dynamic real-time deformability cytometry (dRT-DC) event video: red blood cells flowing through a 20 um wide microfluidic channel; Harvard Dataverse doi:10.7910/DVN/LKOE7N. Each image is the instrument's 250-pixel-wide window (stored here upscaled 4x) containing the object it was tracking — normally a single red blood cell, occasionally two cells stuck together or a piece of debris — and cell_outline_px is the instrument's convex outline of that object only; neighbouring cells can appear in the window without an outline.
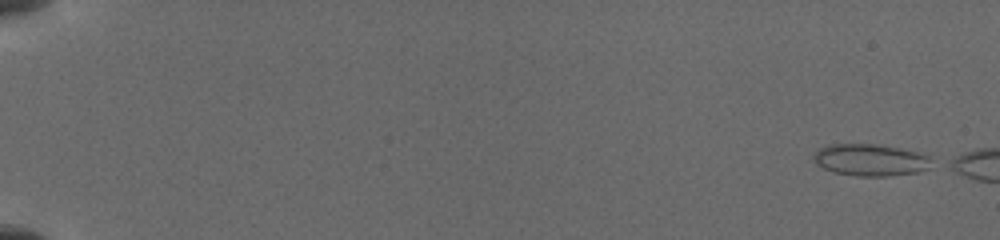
{"species": "common noctule bat (a hibernating species)", "species_latin": "Nyctalus noctula", "temperature_condition": "cold", "stored_images_in_passage": 26, "camera_frame_rate_fps": 3000, "um_per_image_px": 0.085, "animal": {"sex": "female", "body_mass_g": 19.5, "forearm_length_mm": 54.1}, "frame": {"image": 1, "passage_image": 1, "time_ms": 0.0, "image_size_px": [1000, 240], "cell_outline_px": [[928, 168], [920, 172], [888, 176], [856, 176], [832, 172], [816, 164], [812, 160], [812, 156], [820, 148], [828, 144], [876, 144], [900, 148], [916, 152], [928, 156]], "centroid_in_image_um": [73.91, 13.6], "position_along_channel_um": 11.1, "area_um2": 21.85}}